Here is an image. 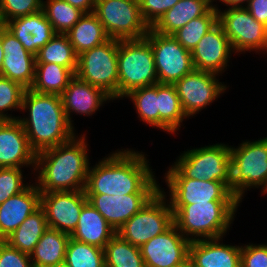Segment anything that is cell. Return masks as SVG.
I'll use <instances>...</instances> for the list:
<instances>
[{
  "label": "cell",
  "mask_w": 267,
  "mask_h": 267,
  "mask_svg": "<svg viewBox=\"0 0 267 267\" xmlns=\"http://www.w3.org/2000/svg\"><path fill=\"white\" fill-rule=\"evenodd\" d=\"M180 0H139L142 18L151 28L169 9Z\"/></svg>",
  "instance_id": "obj_41"
},
{
  "label": "cell",
  "mask_w": 267,
  "mask_h": 267,
  "mask_svg": "<svg viewBox=\"0 0 267 267\" xmlns=\"http://www.w3.org/2000/svg\"><path fill=\"white\" fill-rule=\"evenodd\" d=\"M217 0H212V2ZM250 0H219L223 5L225 4L229 8L246 7ZM246 4V5H244Z\"/></svg>",
  "instance_id": "obj_46"
},
{
  "label": "cell",
  "mask_w": 267,
  "mask_h": 267,
  "mask_svg": "<svg viewBox=\"0 0 267 267\" xmlns=\"http://www.w3.org/2000/svg\"><path fill=\"white\" fill-rule=\"evenodd\" d=\"M36 57V63L59 64L76 73L77 58L67 34L56 33L52 39L42 47Z\"/></svg>",
  "instance_id": "obj_32"
},
{
  "label": "cell",
  "mask_w": 267,
  "mask_h": 267,
  "mask_svg": "<svg viewBox=\"0 0 267 267\" xmlns=\"http://www.w3.org/2000/svg\"><path fill=\"white\" fill-rule=\"evenodd\" d=\"M158 111L159 129L169 134H175L187 119L174 84L158 83Z\"/></svg>",
  "instance_id": "obj_29"
},
{
  "label": "cell",
  "mask_w": 267,
  "mask_h": 267,
  "mask_svg": "<svg viewBox=\"0 0 267 267\" xmlns=\"http://www.w3.org/2000/svg\"><path fill=\"white\" fill-rule=\"evenodd\" d=\"M88 202L85 190L41 192V208L48 228L71 235L82 207Z\"/></svg>",
  "instance_id": "obj_15"
},
{
  "label": "cell",
  "mask_w": 267,
  "mask_h": 267,
  "mask_svg": "<svg viewBox=\"0 0 267 267\" xmlns=\"http://www.w3.org/2000/svg\"><path fill=\"white\" fill-rule=\"evenodd\" d=\"M25 90L26 88L21 84L0 76V120L19 119V117L8 114L7 111H17L19 109L21 112Z\"/></svg>",
  "instance_id": "obj_38"
},
{
  "label": "cell",
  "mask_w": 267,
  "mask_h": 267,
  "mask_svg": "<svg viewBox=\"0 0 267 267\" xmlns=\"http://www.w3.org/2000/svg\"><path fill=\"white\" fill-rule=\"evenodd\" d=\"M263 51H265V52H263ZM262 52H263V54L267 53V44H266V46L264 47V49L262 50Z\"/></svg>",
  "instance_id": "obj_49"
},
{
  "label": "cell",
  "mask_w": 267,
  "mask_h": 267,
  "mask_svg": "<svg viewBox=\"0 0 267 267\" xmlns=\"http://www.w3.org/2000/svg\"><path fill=\"white\" fill-rule=\"evenodd\" d=\"M212 4V0H180L151 29L160 34L172 35L192 19L204 16Z\"/></svg>",
  "instance_id": "obj_26"
},
{
  "label": "cell",
  "mask_w": 267,
  "mask_h": 267,
  "mask_svg": "<svg viewBox=\"0 0 267 267\" xmlns=\"http://www.w3.org/2000/svg\"><path fill=\"white\" fill-rule=\"evenodd\" d=\"M3 26L34 56L56 34L43 10L12 19Z\"/></svg>",
  "instance_id": "obj_24"
},
{
  "label": "cell",
  "mask_w": 267,
  "mask_h": 267,
  "mask_svg": "<svg viewBox=\"0 0 267 267\" xmlns=\"http://www.w3.org/2000/svg\"><path fill=\"white\" fill-rule=\"evenodd\" d=\"M0 267H33L30 255L0 240Z\"/></svg>",
  "instance_id": "obj_43"
},
{
  "label": "cell",
  "mask_w": 267,
  "mask_h": 267,
  "mask_svg": "<svg viewBox=\"0 0 267 267\" xmlns=\"http://www.w3.org/2000/svg\"><path fill=\"white\" fill-rule=\"evenodd\" d=\"M240 203V201H208L170 206L174 225L191 242L225 237Z\"/></svg>",
  "instance_id": "obj_4"
},
{
  "label": "cell",
  "mask_w": 267,
  "mask_h": 267,
  "mask_svg": "<svg viewBox=\"0 0 267 267\" xmlns=\"http://www.w3.org/2000/svg\"><path fill=\"white\" fill-rule=\"evenodd\" d=\"M105 267H145L140 247L122 239L117 233L105 245Z\"/></svg>",
  "instance_id": "obj_33"
},
{
  "label": "cell",
  "mask_w": 267,
  "mask_h": 267,
  "mask_svg": "<svg viewBox=\"0 0 267 267\" xmlns=\"http://www.w3.org/2000/svg\"><path fill=\"white\" fill-rule=\"evenodd\" d=\"M155 194H86L88 201L117 231L136 214Z\"/></svg>",
  "instance_id": "obj_20"
},
{
  "label": "cell",
  "mask_w": 267,
  "mask_h": 267,
  "mask_svg": "<svg viewBox=\"0 0 267 267\" xmlns=\"http://www.w3.org/2000/svg\"><path fill=\"white\" fill-rule=\"evenodd\" d=\"M73 7H76L84 13H92L94 11L96 0H64Z\"/></svg>",
  "instance_id": "obj_45"
},
{
  "label": "cell",
  "mask_w": 267,
  "mask_h": 267,
  "mask_svg": "<svg viewBox=\"0 0 267 267\" xmlns=\"http://www.w3.org/2000/svg\"><path fill=\"white\" fill-rule=\"evenodd\" d=\"M70 235L48 228L30 254L33 267H52L65 261Z\"/></svg>",
  "instance_id": "obj_27"
},
{
  "label": "cell",
  "mask_w": 267,
  "mask_h": 267,
  "mask_svg": "<svg viewBox=\"0 0 267 267\" xmlns=\"http://www.w3.org/2000/svg\"><path fill=\"white\" fill-rule=\"evenodd\" d=\"M166 193L160 187V190L116 233L137 247H141L151 238L163 234L174 224L173 212L166 199L168 197Z\"/></svg>",
  "instance_id": "obj_9"
},
{
  "label": "cell",
  "mask_w": 267,
  "mask_h": 267,
  "mask_svg": "<svg viewBox=\"0 0 267 267\" xmlns=\"http://www.w3.org/2000/svg\"><path fill=\"white\" fill-rule=\"evenodd\" d=\"M233 52L222 26L217 23L202 37L191 52L194 70L222 75L229 66L228 63Z\"/></svg>",
  "instance_id": "obj_17"
},
{
  "label": "cell",
  "mask_w": 267,
  "mask_h": 267,
  "mask_svg": "<svg viewBox=\"0 0 267 267\" xmlns=\"http://www.w3.org/2000/svg\"><path fill=\"white\" fill-rule=\"evenodd\" d=\"M190 241L173 224L140 247L145 267H188Z\"/></svg>",
  "instance_id": "obj_14"
},
{
  "label": "cell",
  "mask_w": 267,
  "mask_h": 267,
  "mask_svg": "<svg viewBox=\"0 0 267 267\" xmlns=\"http://www.w3.org/2000/svg\"><path fill=\"white\" fill-rule=\"evenodd\" d=\"M119 100L131 91L158 83L150 42L141 39L118 40Z\"/></svg>",
  "instance_id": "obj_7"
},
{
  "label": "cell",
  "mask_w": 267,
  "mask_h": 267,
  "mask_svg": "<svg viewBox=\"0 0 267 267\" xmlns=\"http://www.w3.org/2000/svg\"><path fill=\"white\" fill-rule=\"evenodd\" d=\"M245 8L253 18L267 26V0H250Z\"/></svg>",
  "instance_id": "obj_44"
},
{
  "label": "cell",
  "mask_w": 267,
  "mask_h": 267,
  "mask_svg": "<svg viewBox=\"0 0 267 267\" xmlns=\"http://www.w3.org/2000/svg\"><path fill=\"white\" fill-rule=\"evenodd\" d=\"M143 152L116 150L89 167L86 194H156L160 184Z\"/></svg>",
  "instance_id": "obj_1"
},
{
  "label": "cell",
  "mask_w": 267,
  "mask_h": 267,
  "mask_svg": "<svg viewBox=\"0 0 267 267\" xmlns=\"http://www.w3.org/2000/svg\"><path fill=\"white\" fill-rule=\"evenodd\" d=\"M93 13L111 39H141L150 29L142 18L139 0H96Z\"/></svg>",
  "instance_id": "obj_10"
},
{
  "label": "cell",
  "mask_w": 267,
  "mask_h": 267,
  "mask_svg": "<svg viewBox=\"0 0 267 267\" xmlns=\"http://www.w3.org/2000/svg\"><path fill=\"white\" fill-rule=\"evenodd\" d=\"M21 168L3 167L0 168V204L8 198L23 191L29 183L23 180Z\"/></svg>",
  "instance_id": "obj_40"
},
{
  "label": "cell",
  "mask_w": 267,
  "mask_h": 267,
  "mask_svg": "<svg viewBox=\"0 0 267 267\" xmlns=\"http://www.w3.org/2000/svg\"><path fill=\"white\" fill-rule=\"evenodd\" d=\"M36 156L19 120H0V168L35 170Z\"/></svg>",
  "instance_id": "obj_18"
},
{
  "label": "cell",
  "mask_w": 267,
  "mask_h": 267,
  "mask_svg": "<svg viewBox=\"0 0 267 267\" xmlns=\"http://www.w3.org/2000/svg\"><path fill=\"white\" fill-rule=\"evenodd\" d=\"M168 169L164 178L221 181L230 188V146L224 143H216L184 151Z\"/></svg>",
  "instance_id": "obj_5"
},
{
  "label": "cell",
  "mask_w": 267,
  "mask_h": 267,
  "mask_svg": "<svg viewBox=\"0 0 267 267\" xmlns=\"http://www.w3.org/2000/svg\"><path fill=\"white\" fill-rule=\"evenodd\" d=\"M223 237L191 241L189 267H240L241 246L224 244Z\"/></svg>",
  "instance_id": "obj_22"
},
{
  "label": "cell",
  "mask_w": 267,
  "mask_h": 267,
  "mask_svg": "<svg viewBox=\"0 0 267 267\" xmlns=\"http://www.w3.org/2000/svg\"><path fill=\"white\" fill-rule=\"evenodd\" d=\"M218 23V12L213 7L204 15L192 19L172 36L188 51L192 52L202 37Z\"/></svg>",
  "instance_id": "obj_35"
},
{
  "label": "cell",
  "mask_w": 267,
  "mask_h": 267,
  "mask_svg": "<svg viewBox=\"0 0 267 267\" xmlns=\"http://www.w3.org/2000/svg\"><path fill=\"white\" fill-rule=\"evenodd\" d=\"M231 150L230 190L242 202L245 191L262 188L267 193V137L242 141Z\"/></svg>",
  "instance_id": "obj_6"
},
{
  "label": "cell",
  "mask_w": 267,
  "mask_h": 267,
  "mask_svg": "<svg viewBox=\"0 0 267 267\" xmlns=\"http://www.w3.org/2000/svg\"><path fill=\"white\" fill-rule=\"evenodd\" d=\"M47 229L48 225L45 212L40 207L29 215L4 241L22 253L30 255Z\"/></svg>",
  "instance_id": "obj_30"
},
{
  "label": "cell",
  "mask_w": 267,
  "mask_h": 267,
  "mask_svg": "<svg viewBox=\"0 0 267 267\" xmlns=\"http://www.w3.org/2000/svg\"><path fill=\"white\" fill-rule=\"evenodd\" d=\"M75 76L102 89L113 100L119 99L118 40L110 38L80 53Z\"/></svg>",
  "instance_id": "obj_8"
},
{
  "label": "cell",
  "mask_w": 267,
  "mask_h": 267,
  "mask_svg": "<svg viewBox=\"0 0 267 267\" xmlns=\"http://www.w3.org/2000/svg\"><path fill=\"white\" fill-rule=\"evenodd\" d=\"M240 267H267V243L241 245Z\"/></svg>",
  "instance_id": "obj_42"
},
{
  "label": "cell",
  "mask_w": 267,
  "mask_h": 267,
  "mask_svg": "<svg viewBox=\"0 0 267 267\" xmlns=\"http://www.w3.org/2000/svg\"><path fill=\"white\" fill-rule=\"evenodd\" d=\"M42 10L52 25L54 32L60 34H67L84 15L83 11L64 0L43 1Z\"/></svg>",
  "instance_id": "obj_34"
},
{
  "label": "cell",
  "mask_w": 267,
  "mask_h": 267,
  "mask_svg": "<svg viewBox=\"0 0 267 267\" xmlns=\"http://www.w3.org/2000/svg\"><path fill=\"white\" fill-rule=\"evenodd\" d=\"M125 98L132 100L141 121L159 128L158 83L133 90Z\"/></svg>",
  "instance_id": "obj_36"
},
{
  "label": "cell",
  "mask_w": 267,
  "mask_h": 267,
  "mask_svg": "<svg viewBox=\"0 0 267 267\" xmlns=\"http://www.w3.org/2000/svg\"><path fill=\"white\" fill-rule=\"evenodd\" d=\"M3 60H4V50L2 48V42H1V26H0V74L3 65Z\"/></svg>",
  "instance_id": "obj_47"
},
{
  "label": "cell",
  "mask_w": 267,
  "mask_h": 267,
  "mask_svg": "<svg viewBox=\"0 0 267 267\" xmlns=\"http://www.w3.org/2000/svg\"><path fill=\"white\" fill-rule=\"evenodd\" d=\"M218 76L212 72L193 70L174 84L187 118L201 112L226 91L227 85L219 82Z\"/></svg>",
  "instance_id": "obj_13"
},
{
  "label": "cell",
  "mask_w": 267,
  "mask_h": 267,
  "mask_svg": "<svg viewBox=\"0 0 267 267\" xmlns=\"http://www.w3.org/2000/svg\"><path fill=\"white\" fill-rule=\"evenodd\" d=\"M60 96L67 120L74 129L73 112L76 113L75 115L92 116L105 102L113 100L102 89L90 85L76 76Z\"/></svg>",
  "instance_id": "obj_21"
},
{
  "label": "cell",
  "mask_w": 267,
  "mask_h": 267,
  "mask_svg": "<svg viewBox=\"0 0 267 267\" xmlns=\"http://www.w3.org/2000/svg\"><path fill=\"white\" fill-rule=\"evenodd\" d=\"M1 42L4 60L0 76L30 89L35 76L36 57L28 52L3 25H1Z\"/></svg>",
  "instance_id": "obj_19"
},
{
  "label": "cell",
  "mask_w": 267,
  "mask_h": 267,
  "mask_svg": "<svg viewBox=\"0 0 267 267\" xmlns=\"http://www.w3.org/2000/svg\"><path fill=\"white\" fill-rule=\"evenodd\" d=\"M145 38L154 54L158 83L175 84L194 70L191 52L172 35L160 34L150 28Z\"/></svg>",
  "instance_id": "obj_12"
},
{
  "label": "cell",
  "mask_w": 267,
  "mask_h": 267,
  "mask_svg": "<svg viewBox=\"0 0 267 267\" xmlns=\"http://www.w3.org/2000/svg\"><path fill=\"white\" fill-rule=\"evenodd\" d=\"M41 207V191L32 183L0 204V240H5Z\"/></svg>",
  "instance_id": "obj_23"
},
{
  "label": "cell",
  "mask_w": 267,
  "mask_h": 267,
  "mask_svg": "<svg viewBox=\"0 0 267 267\" xmlns=\"http://www.w3.org/2000/svg\"><path fill=\"white\" fill-rule=\"evenodd\" d=\"M212 7L218 12V23L231 43L233 54L262 52L267 44V26L253 18L245 7H228L224 11L217 4Z\"/></svg>",
  "instance_id": "obj_11"
},
{
  "label": "cell",
  "mask_w": 267,
  "mask_h": 267,
  "mask_svg": "<svg viewBox=\"0 0 267 267\" xmlns=\"http://www.w3.org/2000/svg\"><path fill=\"white\" fill-rule=\"evenodd\" d=\"M115 234L116 230L88 201L82 207L78 224L70 237L104 249Z\"/></svg>",
  "instance_id": "obj_25"
},
{
  "label": "cell",
  "mask_w": 267,
  "mask_h": 267,
  "mask_svg": "<svg viewBox=\"0 0 267 267\" xmlns=\"http://www.w3.org/2000/svg\"><path fill=\"white\" fill-rule=\"evenodd\" d=\"M65 262L70 267H105L104 249L70 237Z\"/></svg>",
  "instance_id": "obj_37"
},
{
  "label": "cell",
  "mask_w": 267,
  "mask_h": 267,
  "mask_svg": "<svg viewBox=\"0 0 267 267\" xmlns=\"http://www.w3.org/2000/svg\"><path fill=\"white\" fill-rule=\"evenodd\" d=\"M67 36L77 55L110 39L93 12L84 13L80 20L68 31Z\"/></svg>",
  "instance_id": "obj_28"
},
{
  "label": "cell",
  "mask_w": 267,
  "mask_h": 267,
  "mask_svg": "<svg viewBox=\"0 0 267 267\" xmlns=\"http://www.w3.org/2000/svg\"><path fill=\"white\" fill-rule=\"evenodd\" d=\"M170 205H190L208 201H239L221 181L192 178H165Z\"/></svg>",
  "instance_id": "obj_16"
},
{
  "label": "cell",
  "mask_w": 267,
  "mask_h": 267,
  "mask_svg": "<svg viewBox=\"0 0 267 267\" xmlns=\"http://www.w3.org/2000/svg\"><path fill=\"white\" fill-rule=\"evenodd\" d=\"M44 0H0V23L27 16L43 9Z\"/></svg>",
  "instance_id": "obj_39"
},
{
  "label": "cell",
  "mask_w": 267,
  "mask_h": 267,
  "mask_svg": "<svg viewBox=\"0 0 267 267\" xmlns=\"http://www.w3.org/2000/svg\"><path fill=\"white\" fill-rule=\"evenodd\" d=\"M52 267H70L65 261Z\"/></svg>",
  "instance_id": "obj_48"
},
{
  "label": "cell",
  "mask_w": 267,
  "mask_h": 267,
  "mask_svg": "<svg viewBox=\"0 0 267 267\" xmlns=\"http://www.w3.org/2000/svg\"><path fill=\"white\" fill-rule=\"evenodd\" d=\"M86 140L84 133L75 135L66 143L37 153L34 183L41 192L85 190L90 167Z\"/></svg>",
  "instance_id": "obj_2"
},
{
  "label": "cell",
  "mask_w": 267,
  "mask_h": 267,
  "mask_svg": "<svg viewBox=\"0 0 267 267\" xmlns=\"http://www.w3.org/2000/svg\"><path fill=\"white\" fill-rule=\"evenodd\" d=\"M21 111H28V117L19 116L18 120L36 154L66 143L76 135L67 120L60 95L26 89Z\"/></svg>",
  "instance_id": "obj_3"
},
{
  "label": "cell",
  "mask_w": 267,
  "mask_h": 267,
  "mask_svg": "<svg viewBox=\"0 0 267 267\" xmlns=\"http://www.w3.org/2000/svg\"><path fill=\"white\" fill-rule=\"evenodd\" d=\"M75 73L62 65L36 63L35 76L31 90L41 94L61 95Z\"/></svg>",
  "instance_id": "obj_31"
}]
</instances>
